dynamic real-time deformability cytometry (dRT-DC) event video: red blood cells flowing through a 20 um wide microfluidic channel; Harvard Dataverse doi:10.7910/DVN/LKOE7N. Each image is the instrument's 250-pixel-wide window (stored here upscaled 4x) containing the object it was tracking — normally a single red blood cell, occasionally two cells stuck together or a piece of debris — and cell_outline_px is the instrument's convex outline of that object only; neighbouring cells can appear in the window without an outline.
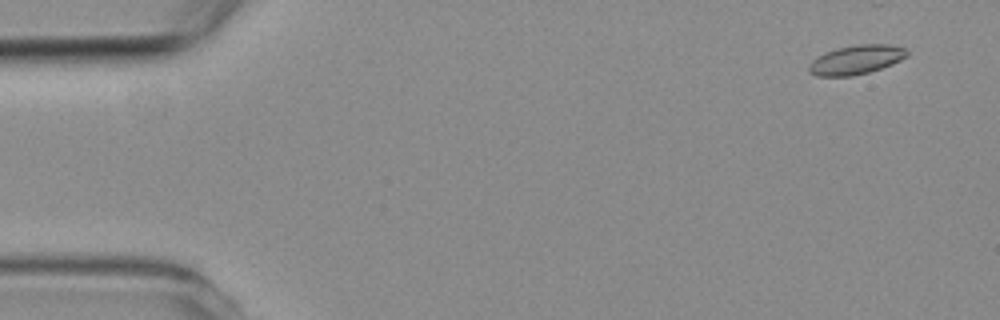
{"species": "common noctule bat (a hibernating species)", "species_latin": "Nyctalus noctula", "temperature_condition": "room temperature", "stored_images_in_passage": 4, "segment_of_instrument_passage": [2, 2], "camera_frame_rate_fps": 3000, "um_per_image_px": 0.085, "animal": {"sex": "female", "body_mass_g": 19.3, "forearm_length_mm": 54.1}, "frame": {"image": 1, "passage_image": 4, "time_ms": 4.333, "image_size_px": [1000, 320], "cell_outline_px": [[908, 56], [892, 64], [868, 72], [852, 76], [816, 76], [808, 72], [808, 64], [812, 60], [836, 48], [860, 44], [888, 44], [904, 48], [908, 52]], "centroid_in_image_um": [72.76, 5.08], "position_along_channel_um": 12.2, "area_um2": 16.53}}